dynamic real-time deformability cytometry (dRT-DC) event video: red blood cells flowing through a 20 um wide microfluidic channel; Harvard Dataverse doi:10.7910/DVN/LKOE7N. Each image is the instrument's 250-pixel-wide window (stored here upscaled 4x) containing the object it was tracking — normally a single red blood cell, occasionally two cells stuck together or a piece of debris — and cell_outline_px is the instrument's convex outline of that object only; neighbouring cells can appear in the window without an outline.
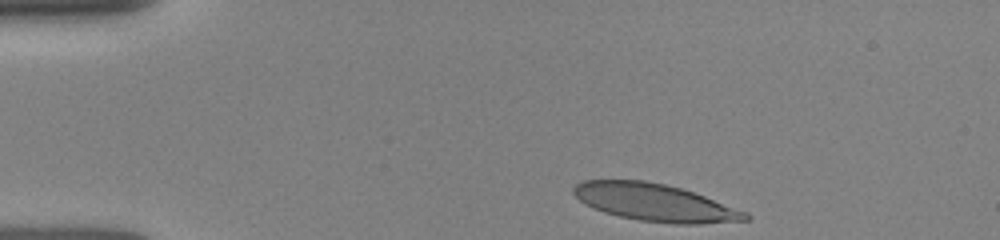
{"species": "human", "species_latin": "Homo sapiens", "temperature_condition": "room temperature", "stored_images_in_passage": 32, "camera_frame_rate_fps": 3000, "um_per_image_px": 0.085, "donor": {"sex": "female"}, "frame": {"image": 1, "passage_image": 1, "time_ms": 0.0, "image_size_px": [1000, 240], "cell_outline_px": [[752, 216], [748, 220], [700, 224], [676, 224], [640, 220], [620, 216], [604, 212], [592, 208], [580, 200], [572, 192], [572, 188], [576, 184], [584, 180], [644, 180], [664, 184], [680, 188], [704, 196], [748, 212]], "centroid_in_image_um": [55.67, 17.21], "position_along_channel_um": 29.3, "area_um2": 37.28}}
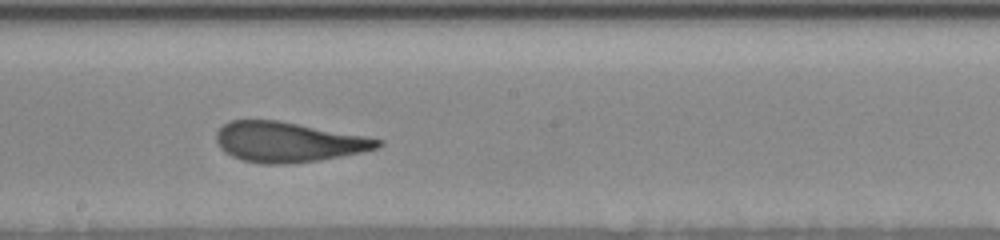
{"frame": {"image": 2, "passage_image": 18, "time_ms": 6.333, "image_size_px": [1000, 240], "cell_outline_px": [[384, 144], [376, 148], [360, 152], [320, 160], [288, 164], [260, 164], [244, 160], [232, 156], [224, 152], [216, 144], [216, 132], [224, 124], [232, 120], [276, 120], [364, 136], [384, 140]], "centroid_in_image_um": [24.45, 12.08], "position_along_channel_um": 223.7, "area_um2": 37.45}}
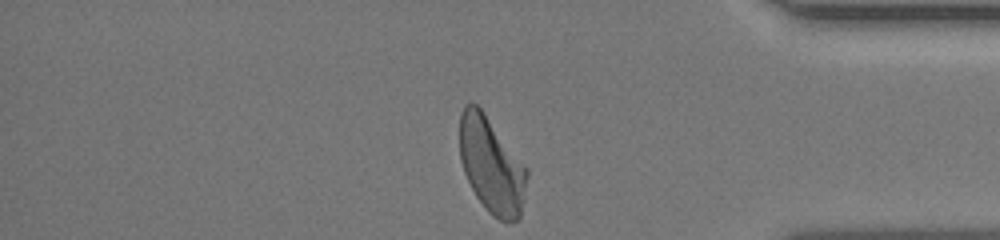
{"frame": {"image": 3, "passage_image": 31, "time_ms": 11.0, "image_size_px": [1000, 240], "cell_outline_px": [[528, 176], [524, 200], [520, 216], [516, 220], [508, 224], [492, 216], [488, 212], [476, 196], [464, 172], [460, 160], [460, 112], [464, 104], [476, 104], [484, 112], [528, 168]], "centroid_in_image_um": [41.79, 14.07], "position_along_channel_um": 393.4, "area_um2": 37.74}}